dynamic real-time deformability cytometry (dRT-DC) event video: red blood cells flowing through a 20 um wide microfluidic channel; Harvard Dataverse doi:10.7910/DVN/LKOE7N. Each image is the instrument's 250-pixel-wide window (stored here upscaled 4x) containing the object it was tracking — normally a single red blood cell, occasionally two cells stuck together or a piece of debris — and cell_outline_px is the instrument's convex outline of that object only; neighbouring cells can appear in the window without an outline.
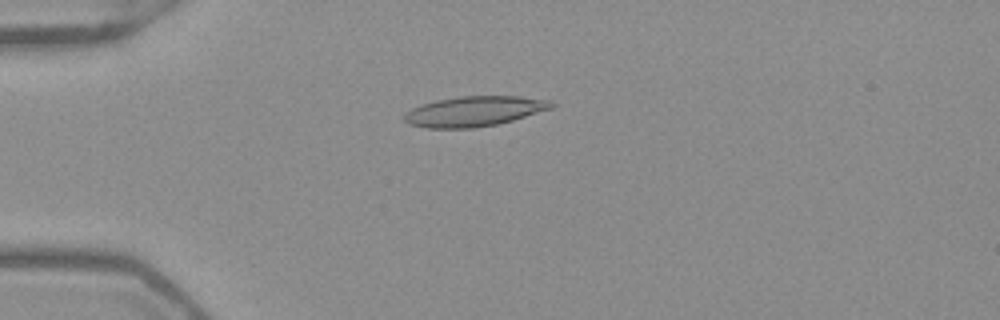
{"species": "Egyptian fruit bat (a non-hibernating species)", "species_latin": "Rousettus aegyptiacus", "temperature_condition": "warm", "stored_images_in_passage": 52, "camera_frame_rate_fps": 3000, "um_per_image_px": 0.085, "frame": {"image": 1, "passage_image": 14, "time_ms": 4.333, "image_size_px": [1000, 320], "cell_outline_px": [[556, 104], [552, 108], [512, 120], [496, 124], [472, 128], [424, 128], [408, 124], [404, 120], [404, 112], [420, 104], [436, 100], [460, 96], [516, 96], [552, 100]], "centroid_in_image_um": [40.27, 9.45], "position_along_channel_um": 44.7, "area_um2": 25.89}}
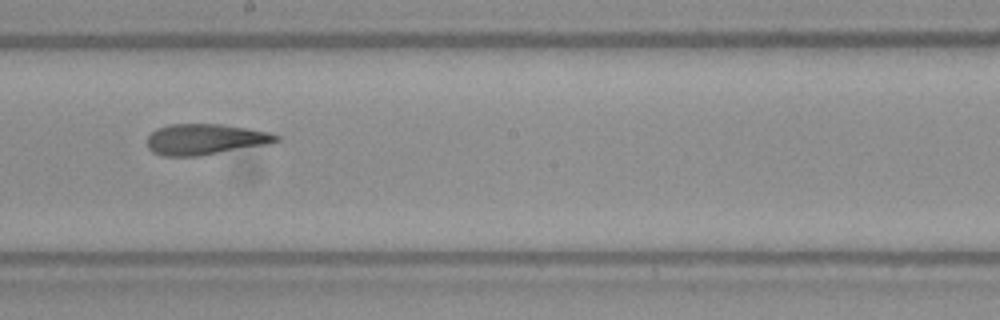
{"frame": {"image": 2, "passage_image": 30, "time_ms": 9.667, "image_size_px": [1000, 320], "cell_outline_px": [[280, 140], [268, 144], [200, 156], [164, 156], [152, 152], [148, 148], [148, 136], [156, 128], [168, 124], [224, 124], [248, 128], [268, 132], [280, 136]], "centroid_in_image_um": [17.44, 11.84], "position_along_channel_um": 230.8, "area_um2": 23.29}}
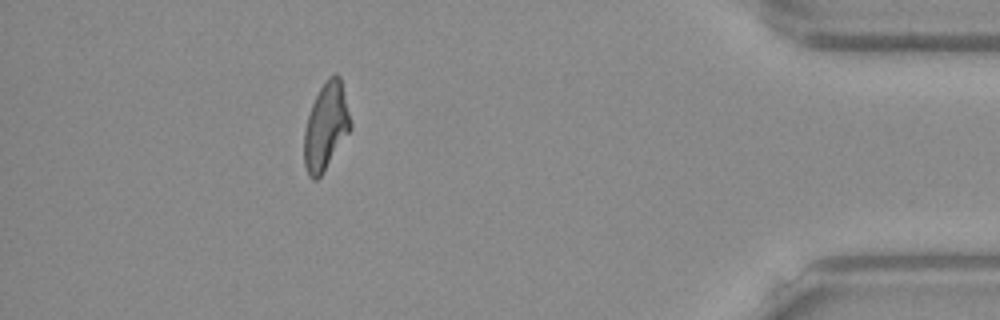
{"frame": {"image": 3, "passage_image": 47, "time_ms": 15.333, "image_size_px": [1000, 320], "cell_outline_px": [[352, 128], [324, 172], [316, 180], [312, 180], [308, 176], [304, 164], [304, 132], [308, 116], [312, 104], [320, 88], [328, 76], [336, 72], [340, 76], [352, 124]], "centroid_in_image_um": [27.71, 10.76], "position_along_channel_um": 407.5, "area_um2": 23.64}, "authors_computed_cell_mechanics": {"area_um2": 24.0448, "velocity_mm_per_s": 3.9472, "shape_relaxation_time_tau1_ms": null, "shape_relaxation_time_tau2_ms": 3.1554, "deformation_change_tau1": null, "deformation_change_tau2": 0.1186}}